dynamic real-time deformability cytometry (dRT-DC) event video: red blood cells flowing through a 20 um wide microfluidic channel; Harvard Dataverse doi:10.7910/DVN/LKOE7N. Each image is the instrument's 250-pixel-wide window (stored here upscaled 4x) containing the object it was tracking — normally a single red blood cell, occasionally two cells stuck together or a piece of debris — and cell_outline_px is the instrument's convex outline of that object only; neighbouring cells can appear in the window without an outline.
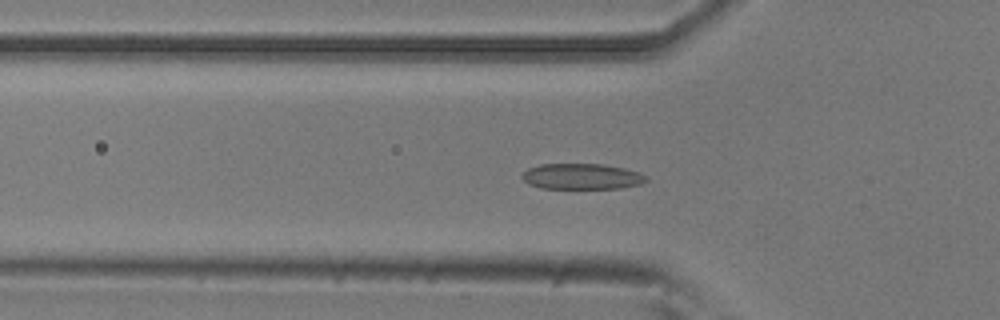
{"species": "common noctule bat (a hibernating species)", "species_latin": "Nyctalus noctula", "temperature_condition": "room temperature", "stored_images_in_passage": 50, "camera_frame_rate_fps": 3000, "um_per_image_px": 0.085, "animal": {"sex": "male", "body_mass_g": 20.5, "forearm_length_mm": 52.5}, "frame": {"image": 1, "passage_image": 18, "time_ms": 5.667, "image_size_px": [1000, 320], "cell_outline_px": [[648, 180], [640, 184], [620, 188], [540, 188], [528, 184], [520, 176], [528, 168], [540, 164], [604, 164], [624, 168], [640, 172], [648, 176]], "centroid_in_image_um": [49.46, 14.99], "position_along_channel_um": 76.3, "area_um2": 18.73}}
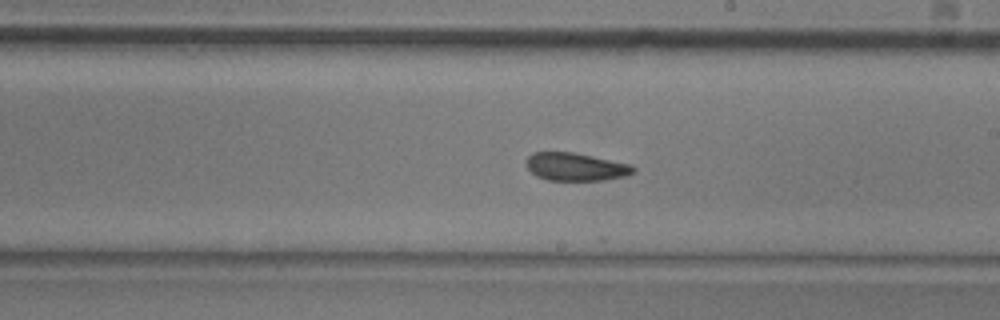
{"frame": {"image": 2, "passage_image": 31, "time_ms": 10.0, "image_size_px": [1000, 320], "cell_outline_px": [[636, 172], [628, 176], [604, 180], [548, 180], [536, 176], [528, 168], [528, 156], [532, 152], [572, 152], [632, 164], [636, 168]], "centroid_in_image_um": [49.0, 14.18], "position_along_channel_um": 240.0, "area_um2": 17.46}}
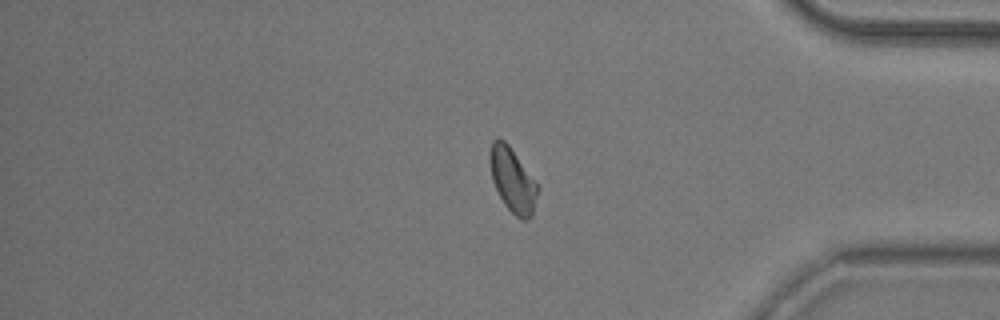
{"frame": {"image": 3, "passage_image": 45, "time_ms": 14.667, "image_size_px": [1000, 320], "cell_outline_px": [[540, 188], [532, 216], [528, 220], [520, 220], [504, 204], [492, 180], [488, 156], [492, 140], [496, 136], [504, 140], [508, 144], [540, 184]], "centroid_in_image_um": [43.6, 15.29], "position_along_channel_um": 391.6, "area_um2": 18.44}, "authors_computed_cell_mechanics": {"area_um2": 18.4382, "velocity_mm_per_s": 3.7556, "shape_relaxation_time_tau1_ms": 3.9228, "shape_relaxation_time_tau2_ms": 1.9873, "deformation_change_tau1": 0.1127, "deformation_change_tau2": 0.0774}}